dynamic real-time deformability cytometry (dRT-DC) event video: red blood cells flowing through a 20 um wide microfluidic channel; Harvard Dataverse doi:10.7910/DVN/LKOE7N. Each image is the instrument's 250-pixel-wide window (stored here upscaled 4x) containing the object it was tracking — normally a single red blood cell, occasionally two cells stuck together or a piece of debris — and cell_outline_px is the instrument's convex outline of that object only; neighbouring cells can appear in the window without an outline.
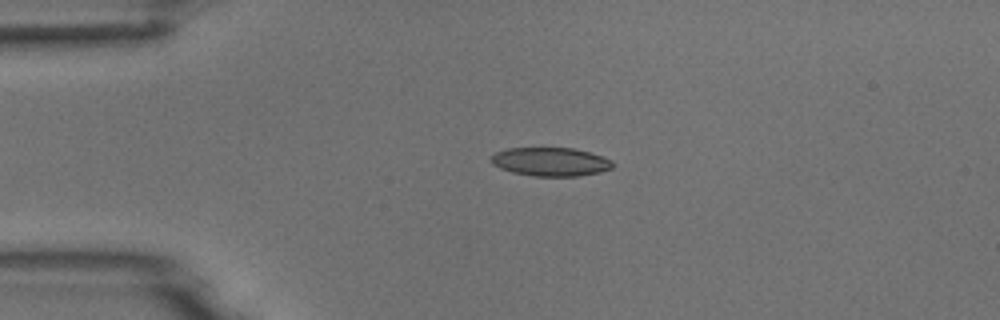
{"species": "common noctule bat (a hibernating species)", "species_latin": "Nyctalus noctula", "temperature_condition": "room temperature", "stored_images_in_passage": 4, "camera_frame_rate_fps": 3000, "um_per_image_px": 0.085, "animal": {"sex": "male", "body_mass_g": 18.8}, "frame": {"image": 1, "passage_image": 3, "time_ms": 3.0, "image_size_px": [1000, 320], "cell_outline_px": [[612, 168], [600, 172], [576, 176], [532, 176], [512, 172], [500, 168], [492, 164], [488, 160], [496, 152], [508, 148], [572, 148], [588, 152], [612, 160]], "centroid_in_image_um": [46.75, 13.75], "position_along_channel_um": 38.2, "area_um2": 20.17}}